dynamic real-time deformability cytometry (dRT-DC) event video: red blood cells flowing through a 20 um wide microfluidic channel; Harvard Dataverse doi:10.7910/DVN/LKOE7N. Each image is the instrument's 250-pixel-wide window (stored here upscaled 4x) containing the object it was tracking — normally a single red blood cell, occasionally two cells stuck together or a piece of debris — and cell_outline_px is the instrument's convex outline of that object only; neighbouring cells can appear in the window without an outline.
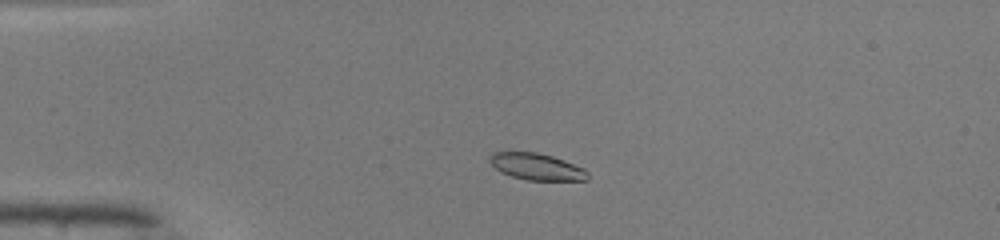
{"species": "common noctule bat (a hibernating species)", "species_latin": "Nyctalus noctula", "temperature_condition": "warm", "stored_images_in_passage": 42, "camera_frame_rate_fps": 3000, "um_per_image_px": 0.085, "animal": {"sex": "male", "body_mass_g": 19.0, "forearm_length_mm": 50.8}, "frame": {"image": 1, "passage_image": 5, "time_ms": 1.333, "image_size_px": [1000, 240], "cell_outline_px": [[588, 180], [528, 180], [512, 176], [500, 172], [488, 160], [488, 156], [492, 152], [536, 152], [552, 156], [564, 160], [584, 168], [588, 172]], "centroid_in_image_um": [45.6, 14.16], "position_along_channel_um": 39.4, "area_um2": 15.2}}
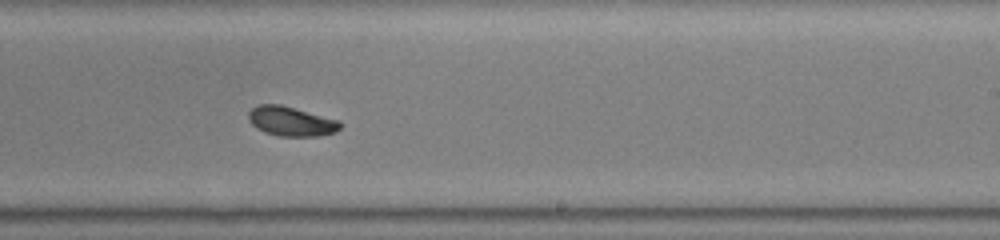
{"frame": {"image": 2, "passage_image": 24, "time_ms": 7.667, "image_size_px": [1000, 240], "cell_outline_px": [[340, 128], [336, 132], [320, 136], [276, 136], [264, 132], [256, 128], [248, 120], [248, 112], [252, 108], [260, 104], [280, 104], [340, 120]], "centroid_in_image_um": [24.73, 10.31], "position_along_channel_um": 264.3, "area_um2": 15.9}}
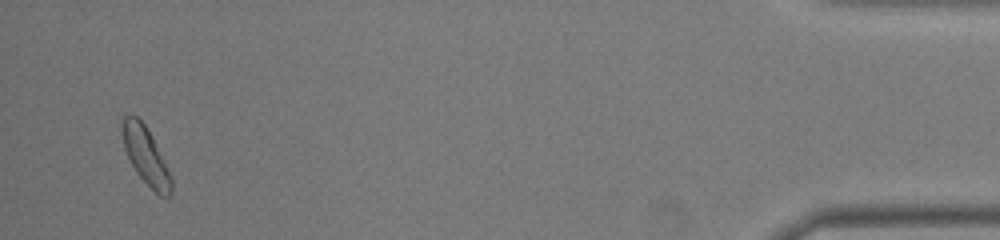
{"frame": {"image": 3, "passage_image": 41, "time_ms": 13.333, "image_size_px": [1000, 240], "cell_outline_px": [[172, 192], [168, 196], [160, 196], [136, 172], [124, 148], [120, 128], [124, 116], [136, 116], [144, 124], [152, 136], [172, 176]], "centroid_in_image_um": [12.39, 13.23], "position_along_channel_um": 422.8, "area_um2": 16.13}, "authors_computed_cell_mechanics": {"area_um2": 15.7794, "velocity_mm_per_s": 4.1203, "shape_relaxation_time_tau1_ms": 4.3548, "shape_relaxation_time_tau2_ms": 4.9682, "deformation_change_tau1": 0.1707, "deformation_change_tau2": 0.0848}}